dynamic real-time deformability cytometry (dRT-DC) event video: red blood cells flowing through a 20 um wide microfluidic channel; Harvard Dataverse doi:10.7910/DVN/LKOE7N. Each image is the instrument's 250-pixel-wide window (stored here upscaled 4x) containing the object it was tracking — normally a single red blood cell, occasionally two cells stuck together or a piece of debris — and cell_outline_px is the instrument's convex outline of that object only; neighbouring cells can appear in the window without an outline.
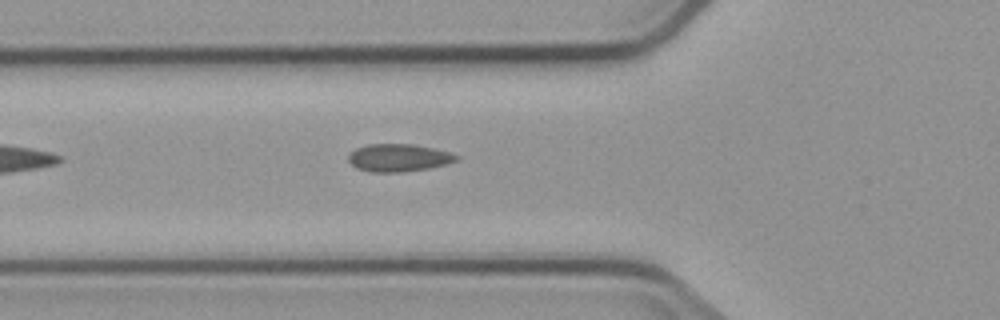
{"species": "common noctule bat (a hibernating species)", "species_latin": "Nyctalus noctula", "temperature_condition": "cold", "stored_images_in_passage": 5, "camera_frame_rate_fps": 3000, "um_per_image_px": 0.085, "animal": {"sex": "male", "body_mass_g": 23.1, "forearm_length_mm": 52.7}, "frame": {"image": 1, "passage_image": 5, "time_ms": 5.667, "image_size_px": [1000, 320], "cell_outline_px": [[460, 160], [448, 164], [428, 168], [404, 172], [368, 172], [356, 168], [348, 160], [348, 156], [356, 148], [368, 144], [412, 144], [432, 148], [448, 152], [460, 156]], "centroid_in_image_um": [33.9, 13.42], "position_along_channel_um": 91.9, "area_um2": 17.46}}